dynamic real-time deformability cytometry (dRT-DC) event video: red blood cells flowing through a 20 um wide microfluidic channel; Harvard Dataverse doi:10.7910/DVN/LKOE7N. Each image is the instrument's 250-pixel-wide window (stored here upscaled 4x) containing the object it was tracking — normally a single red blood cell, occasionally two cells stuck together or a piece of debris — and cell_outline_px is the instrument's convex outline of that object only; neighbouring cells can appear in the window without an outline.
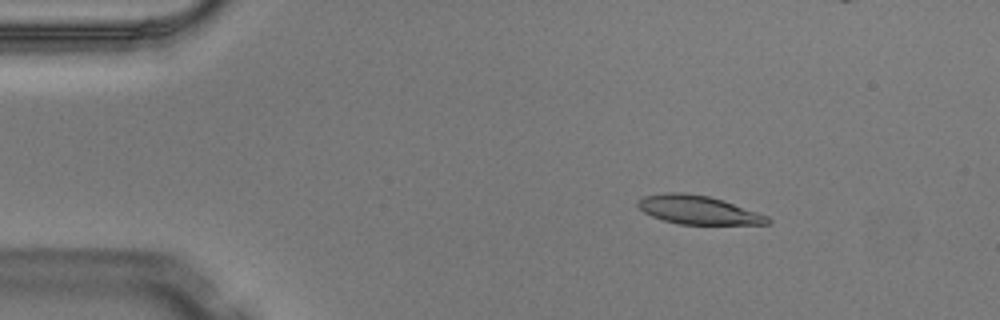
{"species": "Egyptian fruit bat (a non-hibernating species)", "species_latin": "Rousettus aegyptiacus", "temperature_condition": "warm", "stored_images_in_passage": 5, "camera_frame_rate_fps": 3000, "um_per_image_px": 0.085, "animal": {"sex": "male"}, "frame": {"image": 1, "passage_image": 2, "time_ms": 0.333, "image_size_px": [1000, 320], "cell_outline_px": [[772, 220], [768, 224], [676, 224], [652, 216], [644, 212], [636, 204], [640, 196], [664, 192], [684, 192], [708, 196], [724, 200], [768, 216]], "centroid_in_image_um": [59.31, 17.83], "position_along_channel_um": 25.7, "area_um2": 21.73}}
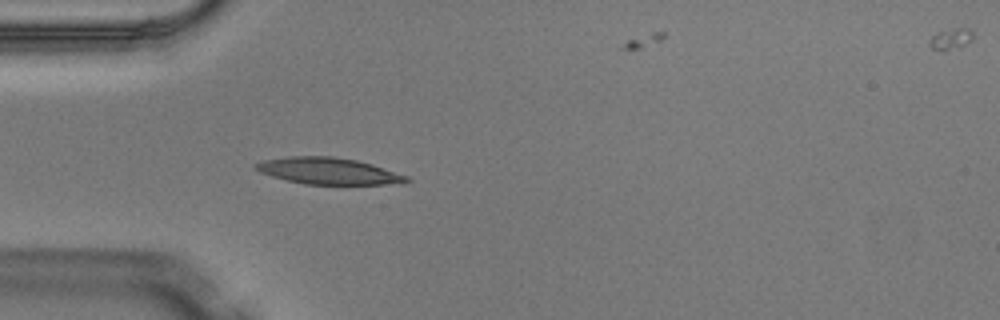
{"frame": {"image": 2, "passage_image": 4, "time_ms": 1.0, "image_size_px": [1000, 320], "cell_outline_px": [[412, 180], [404, 184], [304, 184], [272, 176], [260, 172], [252, 164], [264, 160], [288, 156], [332, 156], [356, 160], [372, 164], [408, 176]], "centroid_in_image_um": [27.95, 14.53], "position_along_channel_um": 57.0, "area_um2": 23.35}}